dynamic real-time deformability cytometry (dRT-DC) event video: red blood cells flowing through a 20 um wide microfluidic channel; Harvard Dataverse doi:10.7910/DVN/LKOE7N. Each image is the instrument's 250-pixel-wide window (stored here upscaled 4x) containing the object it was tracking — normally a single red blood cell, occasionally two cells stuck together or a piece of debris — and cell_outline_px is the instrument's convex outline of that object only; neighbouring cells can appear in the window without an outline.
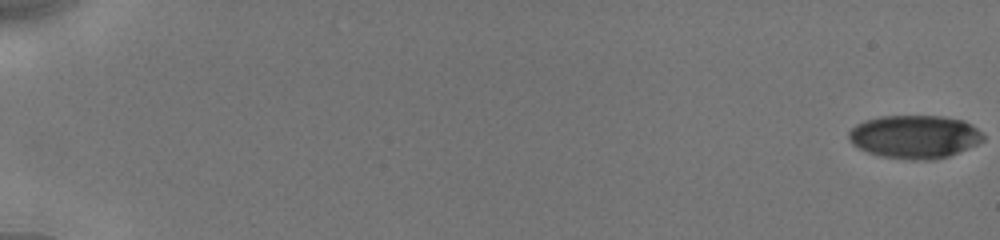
{"species": "human", "species_latin": "Homo sapiens", "temperature_condition": "cold", "stored_images_in_passage": 60, "camera_frame_rate_fps": 3000, "um_per_image_px": 0.085, "donor": {"sex": "male"}, "frame": {"image": 1, "passage_image": 1, "time_ms": 0.0, "image_size_px": [1000, 240], "cell_outline_px": [[984, 140], [976, 144], [948, 156], [936, 160], [912, 160], [880, 156], [868, 152], [852, 144], [848, 136], [848, 132], [856, 124], [864, 120], [880, 116], [944, 116], [964, 120], [976, 128], [984, 136]], "centroid_in_image_um": [77.73, 11.62], "position_along_channel_um": 7.3, "area_um2": 33.87}}
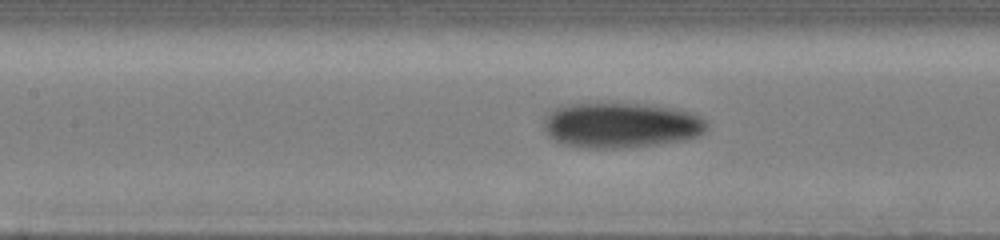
{"frame": {"image": 2, "passage_image": 36, "time_ms": 9.0, "image_size_px": [1000, 240], "cell_outline_px": [[708, 128], [704, 132], [696, 136], [684, 140], [632, 148], [580, 148], [564, 144], [552, 140], [548, 136], [544, 128], [544, 116], [556, 108], [568, 104], [652, 104], [676, 108], [692, 112], [708, 120]], "centroid_in_image_um": [52.81, 10.65], "position_along_channel_um": 154.6, "area_um2": 43.64}}
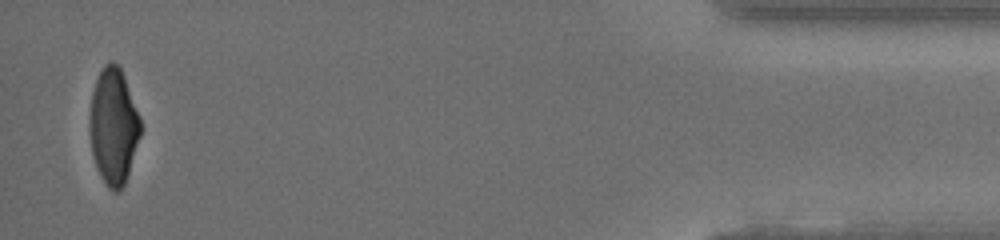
{"frame": {"image": 3, "passage_image": 60, "time_ms": 17.667, "image_size_px": [1000, 240], "cell_outline_px": [[140, 136], [124, 184], [116, 192], [112, 192], [108, 188], [100, 176], [92, 152], [88, 128], [88, 120], [92, 92], [96, 80], [104, 64], [112, 60], [120, 68], [124, 76], [140, 116]], "centroid_in_image_um": [9.62, 10.72], "position_along_channel_um": 425.6, "area_um2": 34.28}, "authors_computed_cell_mechanics": {"area_um2": 37.1365, "velocity_mm_per_s": 3.9269, "shape_relaxation_time_tau1_ms": 3.5922, "shape_relaxation_time_tau2_ms": 2.9574, "deformation_change_tau1": 0.1237, "deformation_change_tau2": 0.0925}}